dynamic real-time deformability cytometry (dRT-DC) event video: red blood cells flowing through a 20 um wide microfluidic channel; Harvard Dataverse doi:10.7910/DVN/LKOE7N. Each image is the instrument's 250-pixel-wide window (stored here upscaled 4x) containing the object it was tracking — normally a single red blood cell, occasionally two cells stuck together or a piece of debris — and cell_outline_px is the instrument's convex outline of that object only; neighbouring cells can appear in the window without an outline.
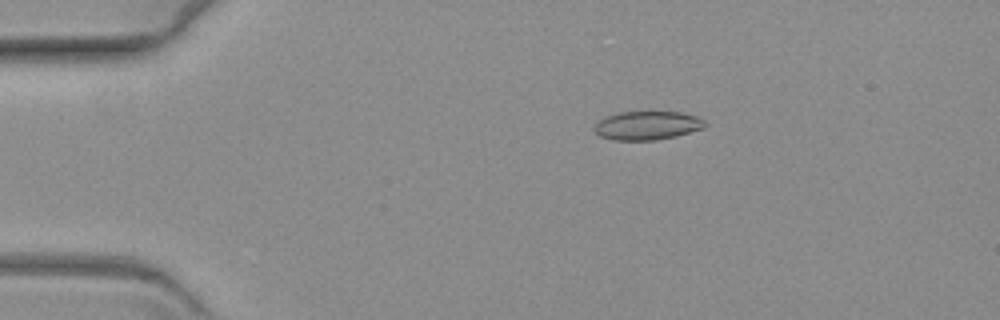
{"species": "common noctule bat (a hibernating species)", "species_latin": "Nyctalus noctula", "temperature_condition": "warm", "stored_images_in_passage": 59, "camera_frame_rate_fps": 3000, "um_per_image_px": 0.085, "animal": {"sex": "female", "body_mass_g": 19.3, "forearm_length_mm": 54.1}, "frame": {"image": 1, "passage_image": 10, "time_ms": 3.0, "image_size_px": [1000, 320], "cell_outline_px": [[708, 124], [704, 128], [676, 136], [656, 140], [612, 140], [600, 136], [592, 128], [604, 116], [616, 112], [680, 112], [696, 116], [704, 120]], "centroid_in_image_um": [55.01, 10.66], "position_along_channel_um": 30.0, "area_um2": 18.61}}
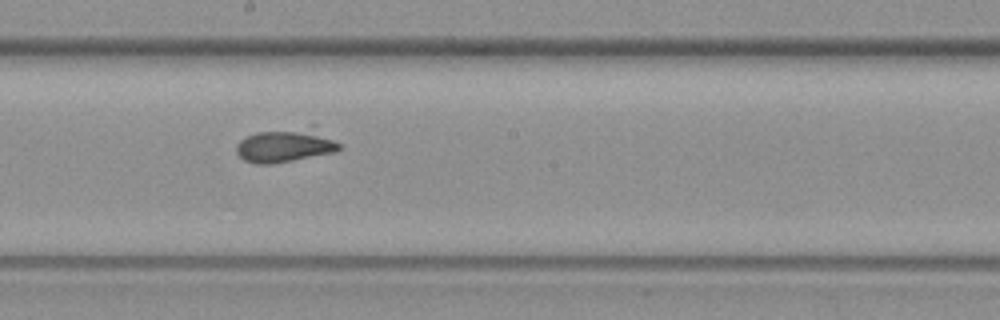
{"frame": {"image": 2, "passage_image": 32, "time_ms": 10.333, "image_size_px": [1000, 320], "cell_outline_px": [[340, 148], [336, 152], [272, 164], [256, 164], [244, 160], [236, 152], [236, 144], [240, 140], [256, 132], [312, 124], [316, 124], [340, 144]], "centroid_in_image_um": [24.33, 12.3], "position_along_channel_um": 223.9, "area_um2": 20.98}}
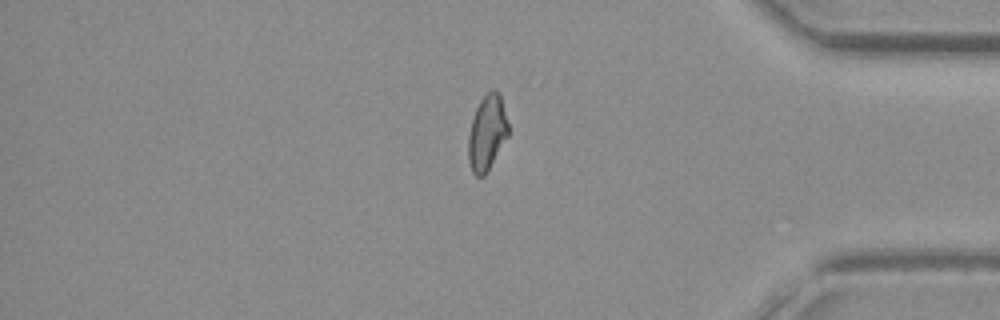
{"frame": {"image": 3, "passage_image": 49, "time_ms": 16.0, "image_size_px": [1000, 320], "cell_outline_px": [[508, 136], [484, 176], [476, 176], [472, 172], [468, 160], [468, 136], [472, 120], [476, 108], [480, 100], [488, 92], [496, 92], [500, 96], [508, 124]], "centroid_in_image_um": [41.38, 11.33], "position_along_channel_um": 393.8, "area_um2": 17.11}}